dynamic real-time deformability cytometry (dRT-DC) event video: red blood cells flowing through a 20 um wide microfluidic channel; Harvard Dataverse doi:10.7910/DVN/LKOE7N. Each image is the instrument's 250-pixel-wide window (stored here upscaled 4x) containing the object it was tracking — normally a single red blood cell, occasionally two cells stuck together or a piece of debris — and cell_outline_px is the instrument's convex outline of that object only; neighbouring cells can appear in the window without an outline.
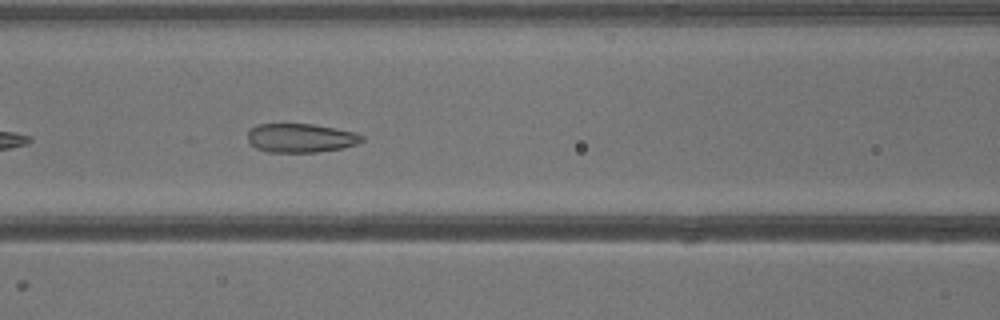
{"species": "common noctule bat (a hibernating species)", "species_latin": "Nyctalus noctula", "temperature_condition": "warm", "stored_images_in_passage": 40, "camera_frame_rate_fps": 3000, "um_per_image_px": 0.085, "animal": {"sex": "male", "body_mass_g": 13.3}, "frame": {"image": 1, "passage_image": 17, "time_ms": 5.333, "image_size_px": [1000, 320], "cell_outline_px": [[364, 140], [356, 144], [340, 148], [316, 152], [268, 152], [256, 148], [248, 140], [248, 128], [256, 124], [312, 124], [356, 132], [364, 136]], "centroid_in_image_um": [25.54, 11.72], "position_along_channel_um": 141.1, "area_um2": 19.25}}
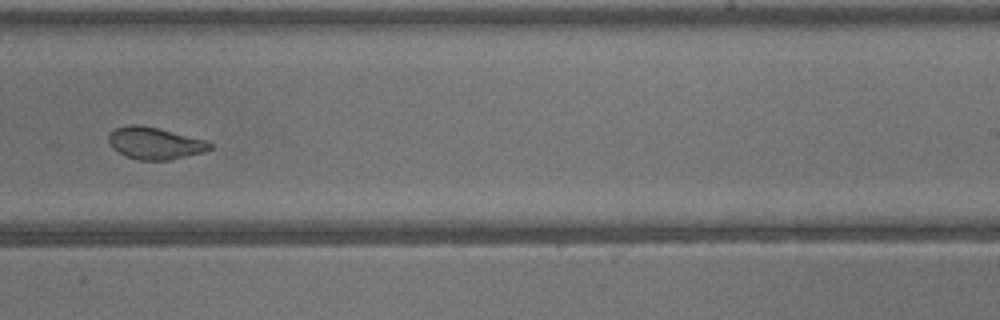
{"frame": {"image": 2, "passage_image": 25, "time_ms": 8.0, "image_size_px": [1000, 320], "cell_outline_px": [[212, 148], [204, 152], [168, 160], [136, 160], [112, 148], [108, 140], [108, 136], [116, 128], [128, 124], [140, 124], [204, 140], [212, 144]], "centroid_in_image_um": [13.14, 12.17], "position_along_channel_um": 275.9, "area_um2": 18.55}}
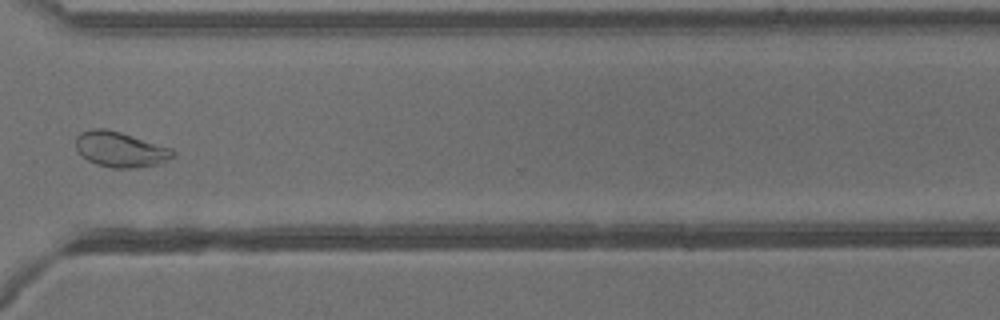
{"frame": {"image": 3, "passage_image": 30, "time_ms": 9.667, "image_size_px": [1000, 320], "cell_outline_px": [[176, 156], [156, 164], [136, 168], [112, 168], [96, 164], [88, 160], [76, 148], [76, 136], [80, 132], [96, 128], [104, 128], [120, 132], [172, 148], [176, 152]], "centroid_in_image_um": [10.24, 12.7], "position_along_channel_um": 360.4, "area_um2": 19.88}}